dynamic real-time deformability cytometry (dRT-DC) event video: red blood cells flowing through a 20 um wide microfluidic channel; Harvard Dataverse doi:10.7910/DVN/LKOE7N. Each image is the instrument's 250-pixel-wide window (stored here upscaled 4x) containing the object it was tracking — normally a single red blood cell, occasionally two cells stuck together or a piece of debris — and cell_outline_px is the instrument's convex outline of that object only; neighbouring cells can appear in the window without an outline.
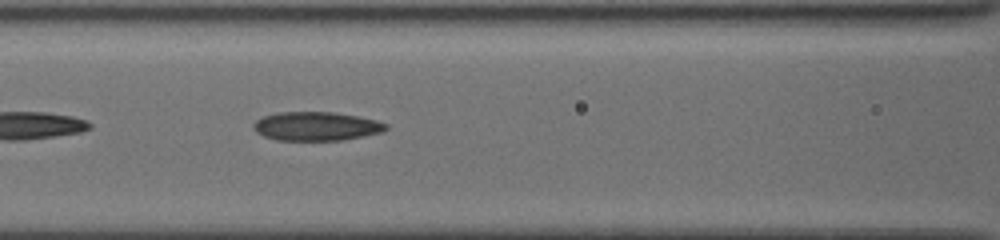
{"species": "common noctule bat (a hibernating species)", "species_latin": "Nyctalus noctula", "temperature_condition": "cold", "stored_images_in_passage": 33, "camera_frame_rate_fps": 3000, "um_per_image_px": 0.085, "animal": {"sex": "female", "body_mass_g": 19.5, "forearm_length_mm": 54.1}, "frame": {"image": 1, "passage_image": 13, "time_ms": 2.333, "image_size_px": [1000, 240], "cell_outline_px": [[388, 128], [384, 132], [344, 140], [276, 140], [264, 136], [256, 132], [252, 128], [256, 120], [264, 116], [284, 112], [328, 112], [356, 116], [388, 124]], "centroid_in_image_um": [26.88, 10.74], "position_along_channel_um": 139.7, "area_um2": 22.02}}
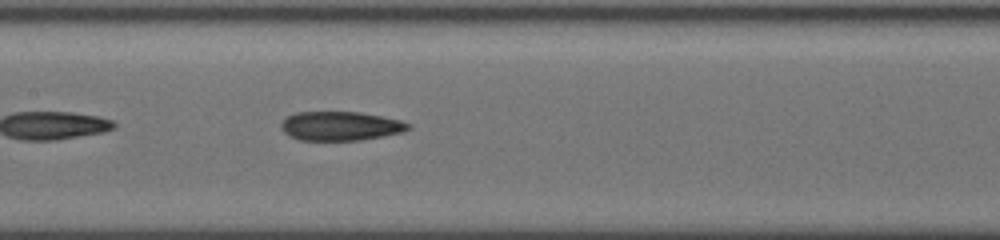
{"frame": {"image": 2, "passage_image": 16, "time_ms": 3.333, "image_size_px": [1000, 240], "cell_outline_px": [[408, 128], [404, 132], [384, 136], [360, 140], [300, 140], [288, 136], [280, 128], [280, 124], [288, 116], [296, 112], [356, 112], [380, 116], [400, 120], [408, 124]], "centroid_in_image_um": [28.89, 10.72], "position_along_channel_um": 178.5, "area_um2": 21.39}}